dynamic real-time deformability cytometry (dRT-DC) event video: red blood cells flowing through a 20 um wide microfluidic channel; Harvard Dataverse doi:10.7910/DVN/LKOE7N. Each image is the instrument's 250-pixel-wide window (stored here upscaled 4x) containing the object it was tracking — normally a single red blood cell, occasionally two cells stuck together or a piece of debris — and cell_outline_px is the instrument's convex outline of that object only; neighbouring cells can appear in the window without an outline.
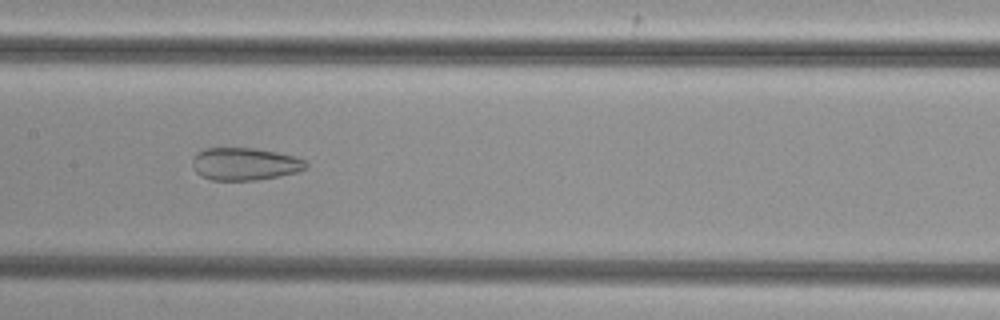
{"species": "common noctule bat (a hibernating species)", "species_latin": "Nyctalus noctula", "temperature_condition": "cold", "stored_images_in_passage": 51, "camera_frame_rate_fps": 3000, "um_per_image_px": 0.085, "animal": {"sex": "female", "body_mass_g": 29.2, "forearm_length_mm": 56.3}, "frame": {"image": 1, "passage_image": 25, "time_ms": 8.0, "image_size_px": [1000, 320], "cell_outline_px": [[308, 168], [296, 172], [280, 176], [256, 180], [212, 180], [196, 172], [192, 168], [192, 160], [196, 152], [204, 148], [256, 148], [296, 156], [304, 160], [308, 164]], "centroid_in_image_um": [20.81, 13.93], "position_along_channel_um": 186.6, "area_um2": 21.68}}
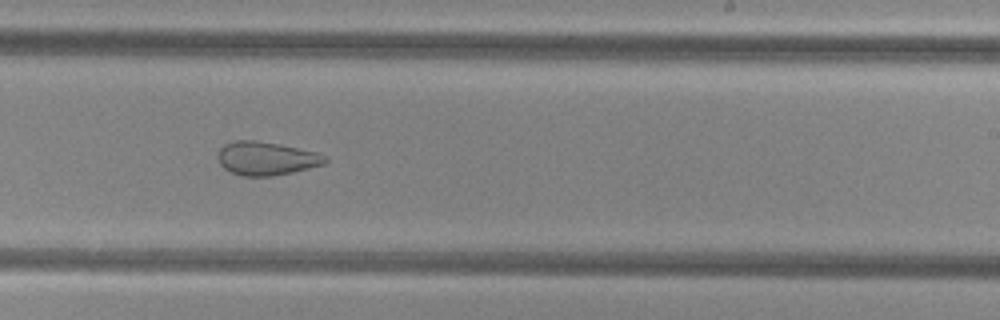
{"frame": {"image": 2, "passage_image": 31, "time_ms": 10.0, "image_size_px": [1000, 320], "cell_outline_px": [[328, 160], [324, 164], [292, 172], [272, 176], [244, 176], [232, 172], [224, 168], [220, 164], [220, 148], [224, 144], [236, 140], [256, 140], [316, 152], [328, 156]], "centroid_in_image_um": [22.66, 13.47], "position_along_channel_um": 266.3, "area_um2": 20.58}}
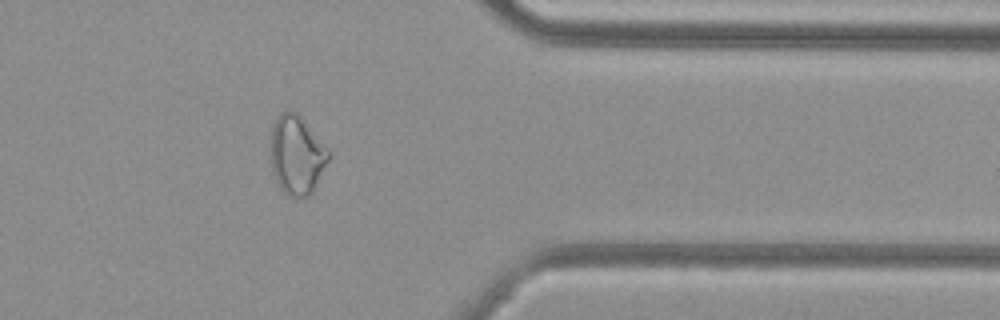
{"frame": {"image": 3, "passage_image": 41, "time_ms": 13.333, "image_size_px": [1000, 320], "cell_outline_px": [[332, 156], [312, 192], [308, 196], [296, 200], [288, 196], [280, 188], [272, 172], [268, 152], [272, 128], [280, 112], [292, 108], [300, 116], [332, 152]], "centroid_in_image_um": [25.21, 13.19], "position_along_channel_um": 386.2, "area_um2": 27.57}}